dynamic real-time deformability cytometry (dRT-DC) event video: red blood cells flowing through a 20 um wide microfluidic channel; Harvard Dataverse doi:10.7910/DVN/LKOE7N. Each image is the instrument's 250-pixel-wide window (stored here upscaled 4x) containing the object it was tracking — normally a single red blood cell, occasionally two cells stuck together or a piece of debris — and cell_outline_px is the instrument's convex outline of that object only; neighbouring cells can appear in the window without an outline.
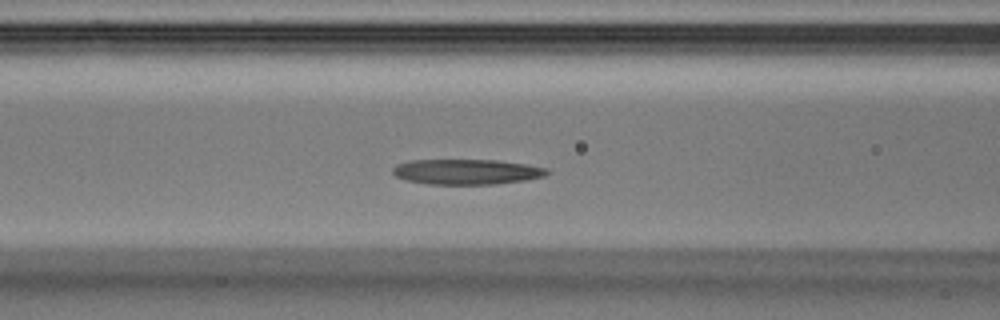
{"species": "Egyptian fruit bat (a non-hibernating species)", "species_latin": "Rousettus aegyptiacus", "temperature_condition": "warm", "stored_images_in_passage": 29, "camera_frame_rate_fps": 3000, "um_per_image_px": 0.085, "animal": {"sex": "male"}, "frame": {"image": 1, "passage_image": 14, "time_ms": 4.333, "image_size_px": [1000, 320], "cell_outline_px": [[548, 172], [544, 176], [524, 180], [496, 184], [428, 184], [408, 180], [396, 176], [392, 172], [392, 168], [396, 164], [408, 160], [496, 160], [524, 164], [548, 168]], "centroid_in_image_um": [39.63, 14.59], "position_along_channel_um": 127.0, "area_um2": 22.6}}
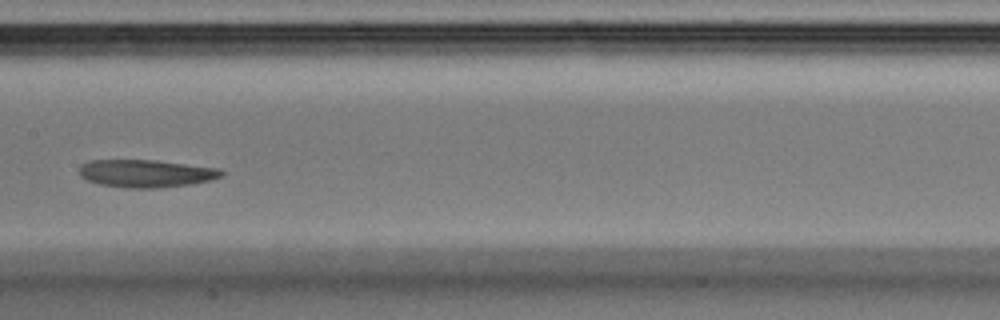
{"frame": {"image": 2, "passage_image": 18, "time_ms": 5.667, "image_size_px": [1000, 320], "cell_outline_px": [[224, 176], [212, 180], [188, 184], [160, 188], [128, 188], [100, 184], [88, 180], [80, 176], [80, 164], [92, 160], [156, 160], [220, 168], [224, 172]], "centroid_in_image_um": [12.45, 14.74], "position_along_channel_um": 195.0, "area_um2": 23.0}}
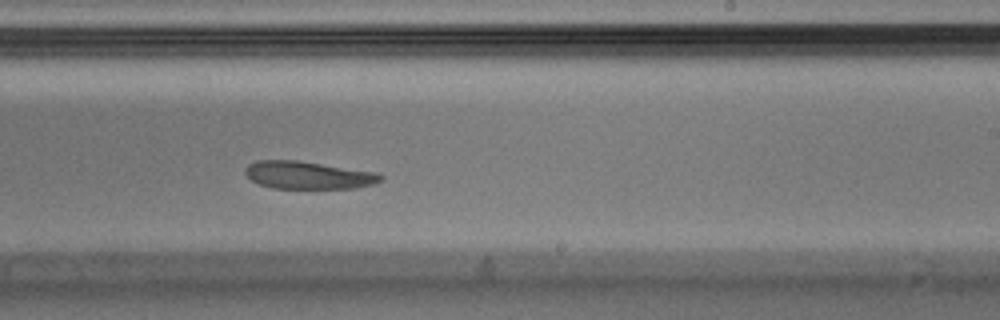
{"frame": {"image": 3, "passage_image": 22, "time_ms": 7.0, "image_size_px": [1000, 320], "cell_outline_px": [[384, 180], [372, 184], [356, 188], [272, 188], [260, 184], [252, 180], [244, 172], [244, 168], [248, 164], [256, 160], [296, 160], [376, 172], [384, 176]], "centroid_in_image_um": [26.19, 14.88], "position_along_channel_um": 262.8, "area_um2": 21.79}}